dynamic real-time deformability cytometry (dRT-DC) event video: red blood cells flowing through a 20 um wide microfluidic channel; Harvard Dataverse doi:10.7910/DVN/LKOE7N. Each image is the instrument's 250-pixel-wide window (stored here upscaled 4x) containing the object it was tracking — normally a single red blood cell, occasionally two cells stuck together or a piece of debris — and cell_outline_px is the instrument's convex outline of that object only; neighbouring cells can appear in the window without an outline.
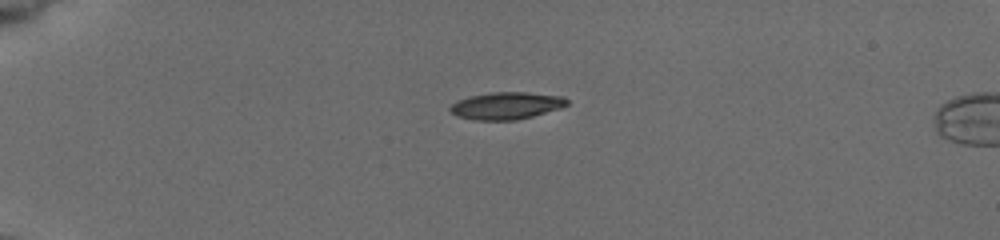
{"species": "common noctule bat (a hibernating species)", "species_latin": "Nyctalus noctula", "temperature_condition": "cold", "stored_images_in_passage": 41, "camera_frame_rate_fps": 3000, "um_per_image_px": 0.085, "animal": {"sex": "female", "body_mass_g": 19.5, "forearm_length_mm": 54.1}, "frame": {"image": 1, "passage_image": 1, "time_ms": 0.0, "image_size_px": [1000, 240], "cell_outline_px": [[568, 104], [560, 108], [532, 116], [516, 120], [476, 120], [456, 116], [448, 108], [456, 100], [468, 96], [492, 92], [528, 92], [564, 96], [568, 100]], "centroid_in_image_um": [43.02, 8.97], "position_along_channel_um": 42.0, "area_um2": 18.61}}
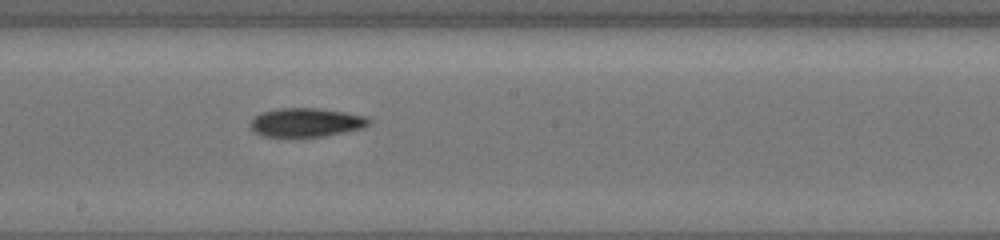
{"frame": {"image": 2, "passage_image": 19, "time_ms": 6.0, "image_size_px": [1000, 240], "cell_outline_px": [[372, 124], [364, 128], [324, 136], [264, 136], [256, 132], [248, 124], [260, 112], [280, 108], [320, 108], [368, 116], [372, 120]], "centroid_in_image_um": [26.09, 10.39], "position_along_channel_um": 222.1, "area_um2": 19.94}}
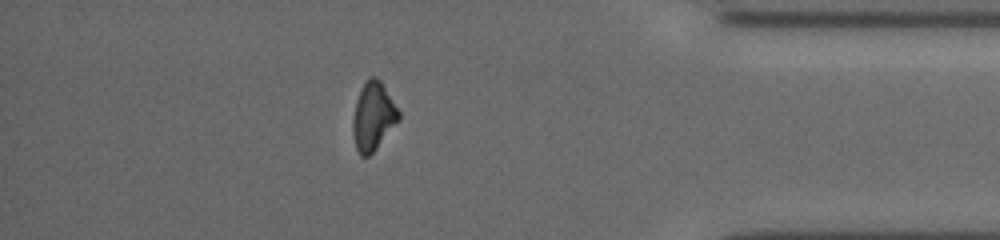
{"frame": {"image": 3, "passage_image": 35, "time_ms": 11.333, "image_size_px": [1000, 240], "cell_outline_px": [[400, 120], [376, 148], [368, 156], [360, 156], [356, 148], [352, 132], [352, 120], [356, 100], [368, 76], [376, 76], [380, 80], [400, 112]], "centroid_in_image_um": [31.72, 9.89], "position_along_channel_um": 403.5, "area_um2": 18.15}, "authors_computed_cell_mechanics": {"area_um2": 19.1318, "velocity_mm_per_s": 3.8714, "shape_relaxation_time_tau1_ms": 6.3811, "shape_relaxation_time_tau2_ms": null, "deformation_change_tau1": 0.1928, "deformation_change_tau2": null}}